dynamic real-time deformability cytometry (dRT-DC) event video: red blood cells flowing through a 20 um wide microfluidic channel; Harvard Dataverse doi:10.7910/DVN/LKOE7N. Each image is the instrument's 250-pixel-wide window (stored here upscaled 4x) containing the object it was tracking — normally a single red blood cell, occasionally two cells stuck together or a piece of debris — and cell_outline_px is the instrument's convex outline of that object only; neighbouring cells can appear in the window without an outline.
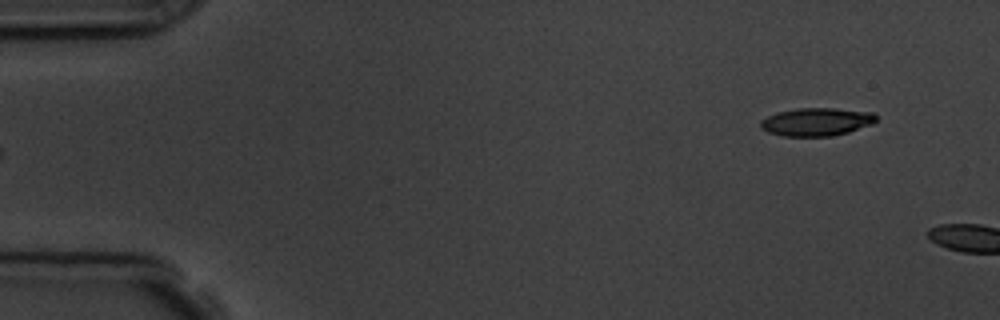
{"species": "common noctule bat (a hibernating species)", "species_latin": "Nyctalus noctula", "temperature_condition": "room temperature", "stored_images_in_passage": 2, "camera_frame_rate_fps": 3000, "um_per_image_px": 0.085, "animal": {"sex": "male", "body_mass_g": 19.5, "forearm_length_mm": 54.6}, "frame": {"image": 1, "passage_image": 2, "time_ms": 1.333, "image_size_px": [1000, 320], "cell_outline_px": [[876, 120], [872, 124], [848, 132], [832, 136], [784, 136], [768, 132], [760, 128], [760, 120], [768, 116], [780, 112], [800, 108], [836, 108], [876, 112]], "centroid_in_image_um": [69.43, 10.35], "position_along_channel_um": 15.6, "area_um2": 18.9}}